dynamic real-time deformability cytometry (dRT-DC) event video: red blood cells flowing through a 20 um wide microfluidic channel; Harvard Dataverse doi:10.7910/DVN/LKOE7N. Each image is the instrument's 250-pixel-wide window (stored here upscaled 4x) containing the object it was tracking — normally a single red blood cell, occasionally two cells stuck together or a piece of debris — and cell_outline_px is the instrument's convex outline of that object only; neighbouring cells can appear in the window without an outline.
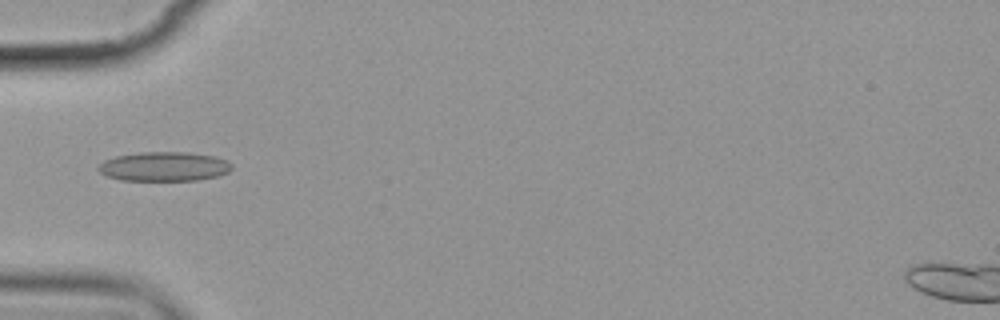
{"species": "common noctule bat (a hibernating species)", "species_latin": "Nyctalus noctula", "temperature_condition": "cold", "stored_images_in_passage": 5, "camera_frame_rate_fps": 3000, "um_per_image_px": 0.085, "animal": {"sex": "female", "body_mass_g": 19.9}, "frame": {"image": 1, "passage_image": 1, "time_ms": 0.0, "image_size_px": [1000, 320], "cell_outline_px": [[232, 168], [228, 172], [216, 176], [196, 180], [120, 180], [108, 176], [100, 172], [96, 168], [104, 160], [116, 156], [140, 152], [188, 152], [216, 156], [228, 160], [232, 164]], "centroid_in_image_um": [13.96, 14.14], "position_along_channel_um": 71.0, "area_um2": 22.83}}
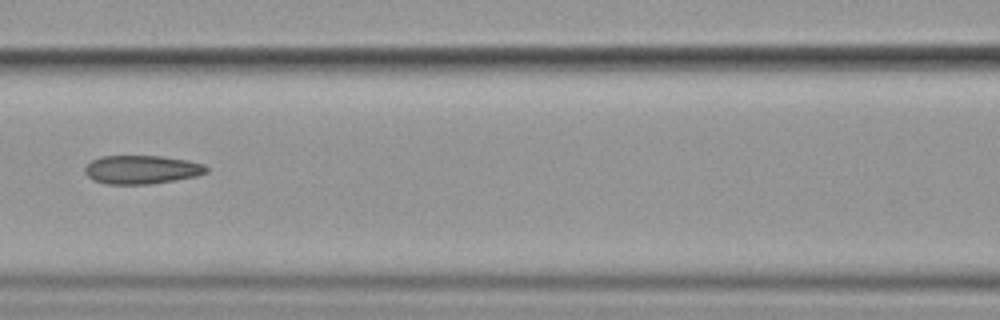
{"frame": {"image": 2, "passage_image": 3, "time_ms": 2.333, "image_size_px": [1000, 320], "cell_outline_px": [[208, 172], [196, 176], [176, 180], [152, 184], [104, 184], [92, 180], [84, 172], [84, 168], [92, 160], [100, 156], [160, 156], [188, 160], [204, 164], [208, 168]], "centroid_in_image_um": [12.04, 14.42], "position_along_channel_um": 154.6, "area_um2": 20.4}}
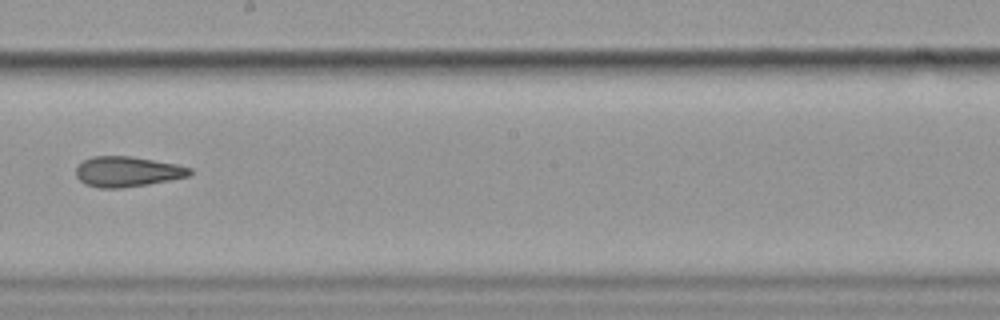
{"frame": {"image": 3, "passage_image": 5, "time_ms": 4.667, "image_size_px": [1000, 320], "cell_outline_px": [[192, 172], [188, 176], [148, 184], [120, 188], [100, 188], [84, 184], [76, 176], [76, 168], [84, 160], [92, 156], [132, 156], [176, 164], [192, 168]], "centroid_in_image_um": [10.8, 14.58], "position_along_channel_um": 237.4, "area_um2": 20.0}}